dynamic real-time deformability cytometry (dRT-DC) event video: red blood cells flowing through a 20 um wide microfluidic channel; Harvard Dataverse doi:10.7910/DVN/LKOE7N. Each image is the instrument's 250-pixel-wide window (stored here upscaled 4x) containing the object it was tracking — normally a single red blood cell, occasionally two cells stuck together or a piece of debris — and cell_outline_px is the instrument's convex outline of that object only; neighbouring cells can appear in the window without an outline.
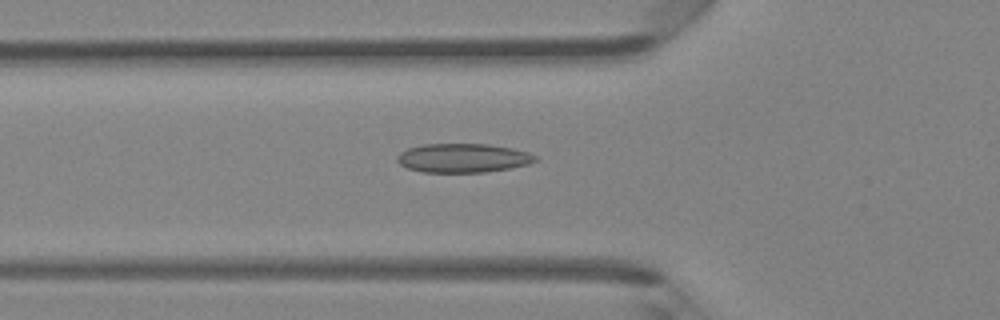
{"species": "Egyptian fruit bat (a non-hibernating species)", "species_latin": "Rousettus aegyptiacus", "temperature_condition": "room temperature", "stored_images_in_passage": 33, "camera_frame_rate_fps": 3000, "um_per_image_px": 0.085, "animal": {"sex": "female"}, "frame": {"image": 1, "passage_image": 8, "time_ms": 2.333, "image_size_px": [1000, 320], "cell_outline_px": [[540, 160], [528, 164], [508, 168], [484, 172], [424, 172], [408, 168], [400, 164], [396, 160], [396, 156], [400, 152], [408, 148], [424, 144], [488, 144], [512, 148], [528, 152], [536, 156]], "centroid_in_image_um": [39.35, 13.42], "position_along_channel_um": 86.4, "area_um2": 23.29}}
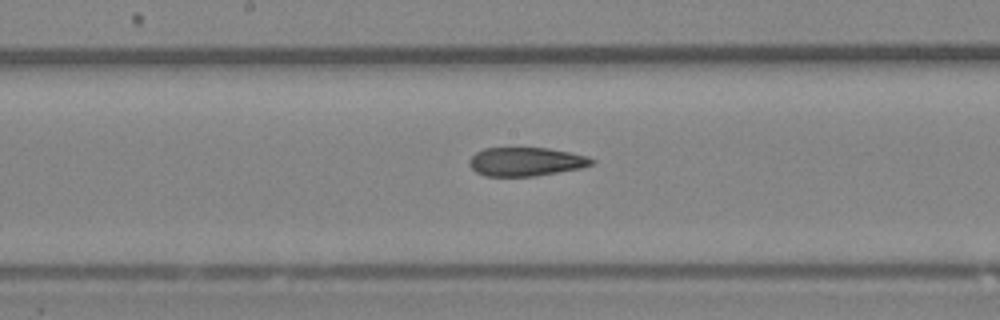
{"frame": {"image": 2, "passage_image": 16, "time_ms": 5.0, "image_size_px": [1000, 320], "cell_outline_px": [[596, 160], [592, 164], [580, 168], [532, 176], [484, 176], [476, 172], [468, 164], [468, 160], [476, 152], [484, 148], [548, 148], [588, 156]], "centroid_in_image_um": [44.67, 13.74], "position_along_channel_um": 203.5, "area_um2": 20.35}}
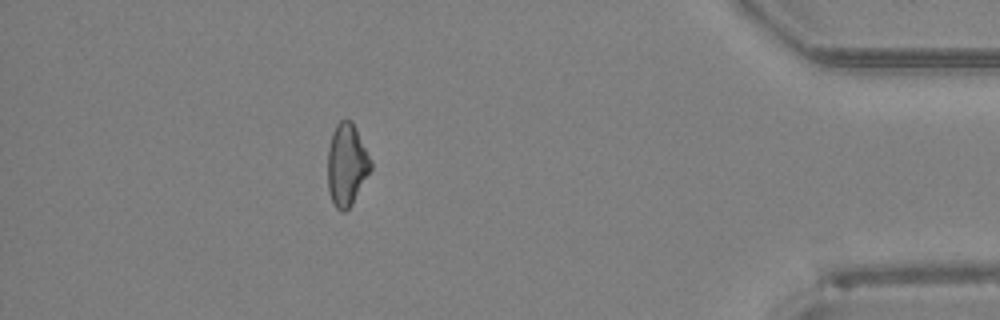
{"frame": {"image": 3, "passage_image": 33, "time_ms": 10.667, "image_size_px": [1000, 320], "cell_outline_px": [[372, 168], [352, 204], [344, 212], [340, 212], [336, 208], [328, 192], [328, 148], [332, 132], [336, 124], [340, 120], [352, 120], [372, 160]], "centroid_in_image_um": [29.47, 13.99], "position_along_channel_um": 405.7, "area_um2": 20.75}, "authors_computed_cell_mechanics": {"area_um2": 21.3282, "velocity_mm_per_s": 4.3953, "shape_relaxation_time_tau1_ms": null, "shape_relaxation_time_tau2_ms": 3.9384, "deformation_change_tau1": null, "deformation_change_tau2": 0.1261}}